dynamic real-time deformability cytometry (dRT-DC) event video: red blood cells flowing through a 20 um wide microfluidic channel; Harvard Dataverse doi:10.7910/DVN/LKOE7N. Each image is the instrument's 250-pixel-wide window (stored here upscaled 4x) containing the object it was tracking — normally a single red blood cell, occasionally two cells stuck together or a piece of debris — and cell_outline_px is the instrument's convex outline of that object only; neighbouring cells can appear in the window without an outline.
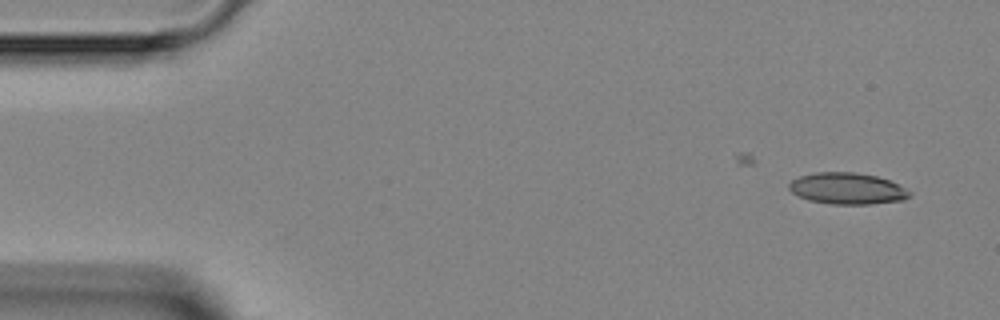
{"species": "Egyptian fruit bat (a non-hibernating species)", "species_latin": "Rousettus aegyptiacus", "temperature_condition": "room temperature", "stored_images_in_passage": 2, "camera_frame_rate_fps": 3000, "um_per_image_px": 0.085, "animal": {"sex": "female"}, "frame": {"image": 1, "passage_image": 2, "time_ms": 1.0, "image_size_px": [1000, 320], "cell_outline_px": [[912, 196], [904, 200], [872, 204], [832, 204], [808, 200], [792, 192], [788, 188], [788, 184], [792, 180], [800, 176], [816, 172], [856, 172], [876, 176], [888, 180], [912, 192]], "centroid_in_image_um": [72.03, 16.03], "position_along_channel_um": 13.0, "area_um2": 22.08}}